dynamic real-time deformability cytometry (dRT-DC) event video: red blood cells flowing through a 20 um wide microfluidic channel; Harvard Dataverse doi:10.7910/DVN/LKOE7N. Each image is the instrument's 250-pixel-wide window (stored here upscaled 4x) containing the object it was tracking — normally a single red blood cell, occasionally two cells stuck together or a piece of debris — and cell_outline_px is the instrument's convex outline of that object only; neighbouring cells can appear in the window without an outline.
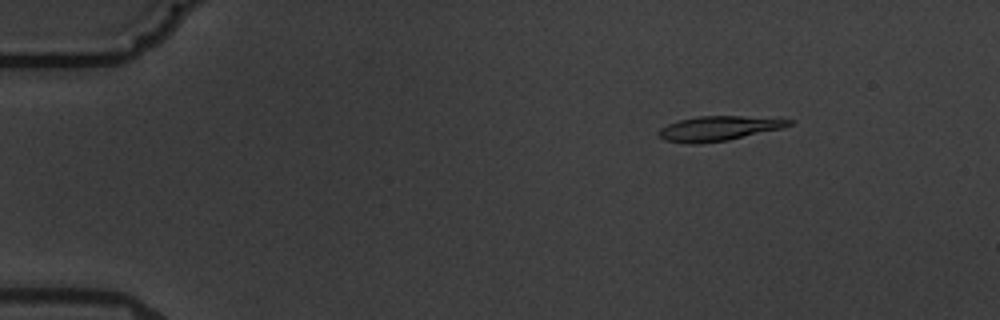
{"species": "common noctule bat (a hibernating species)", "species_latin": "Nyctalus noctula", "temperature_condition": "warm", "stored_images_in_passage": 6, "camera_frame_rate_fps": 3000, "um_per_image_px": 0.085, "animal": {"sex": "male", "body_mass_g": 19.5, "forearm_length_mm": 54.6}, "frame": {"image": 1, "passage_image": 3, "time_ms": 2.333, "image_size_px": [1000, 320], "cell_outline_px": [[796, 120], [792, 124], [780, 128], [728, 140], [696, 144], [688, 144], [664, 140], [656, 132], [660, 128], [668, 124], [680, 120], [696, 116], [740, 116]], "centroid_in_image_um": [61.02, 10.92], "position_along_channel_um": 24.0, "area_um2": 18.55}}
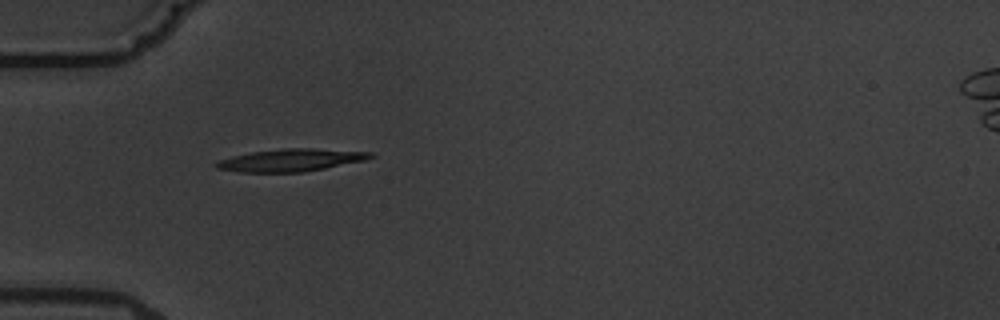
{"frame": {"image": 2, "passage_image": 5, "time_ms": 5.667, "image_size_px": [1000, 320], "cell_outline_px": [[376, 156], [364, 160], [304, 172], [240, 172], [216, 168], [212, 164], [216, 160], [232, 156], [252, 152], [284, 148], [312, 148], [376, 152]], "centroid_in_image_um": [24.71, 13.6], "position_along_channel_um": 60.3, "area_um2": 20.29}}
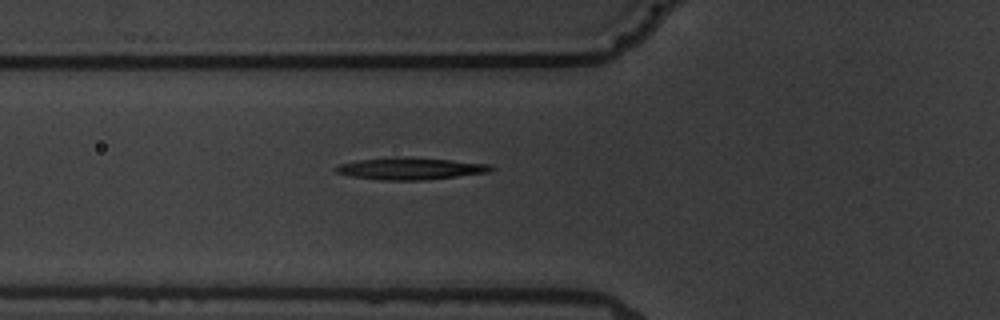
{"frame": {"image": 3, "passage_image": 6, "time_ms": 6.667, "image_size_px": [1000, 320], "cell_outline_px": [[496, 168], [488, 172], [428, 180], [380, 180], [352, 176], [336, 172], [332, 168], [340, 164], [356, 160], [392, 156], [412, 156], [492, 164]], "centroid_in_image_um": [34.89, 14.31], "position_along_channel_um": 90.9, "area_um2": 20.35}}